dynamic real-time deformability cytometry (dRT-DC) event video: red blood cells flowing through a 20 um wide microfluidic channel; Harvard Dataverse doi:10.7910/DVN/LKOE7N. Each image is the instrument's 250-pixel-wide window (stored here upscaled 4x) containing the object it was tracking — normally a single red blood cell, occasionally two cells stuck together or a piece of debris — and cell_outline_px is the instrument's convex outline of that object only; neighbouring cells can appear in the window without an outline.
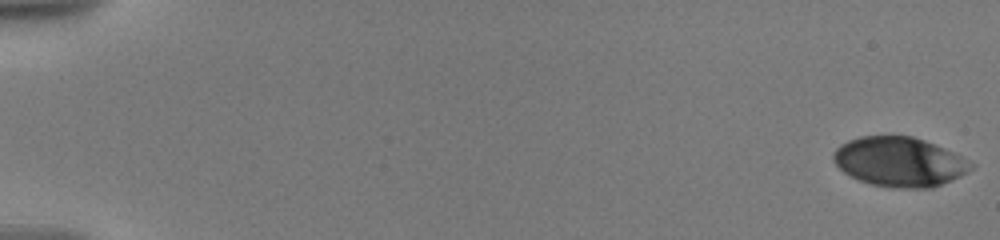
{"species": "human", "species_latin": "Homo sapiens", "temperature_condition": "warm", "stored_images_in_passage": 61, "camera_frame_rate_fps": 3000, "um_per_image_px": 0.085, "donor": {"sex": "male"}, "frame": {"image": 1, "passage_image": 1, "time_ms": 0.0, "image_size_px": [1000, 240], "cell_outline_px": [[976, 164], [972, 168], [960, 176], [932, 188], [892, 188], [872, 184], [860, 180], [844, 172], [832, 160], [832, 152], [840, 144], [848, 140], [860, 136], [912, 136], [924, 140], [952, 152]], "centroid_in_image_um": [76.43, 13.75], "position_along_channel_um": 8.6, "area_um2": 39.54}}
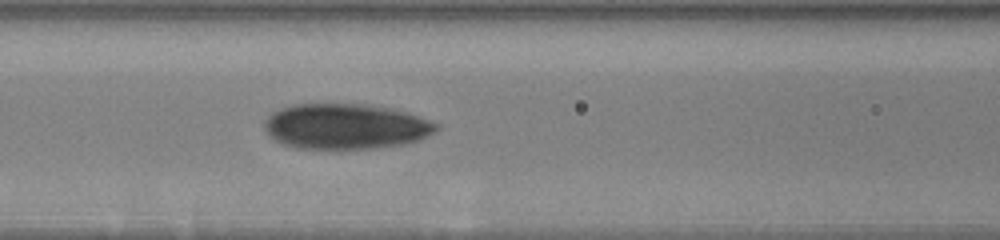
{"frame": {"image": 2, "passage_image": 51, "time_ms": 8.667, "image_size_px": [1000, 240], "cell_outline_px": [[440, 128], [436, 132], [420, 140], [408, 144], [376, 148], [336, 152], [292, 148], [280, 144], [272, 140], [268, 136], [264, 128], [264, 120], [272, 112], [280, 108], [292, 104], [368, 104], [396, 108], [408, 112], [440, 124]], "centroid_in_image_um": [29.37, 10.79], "position_along_channel_um": 137.2, "area_um2": 47.63}}
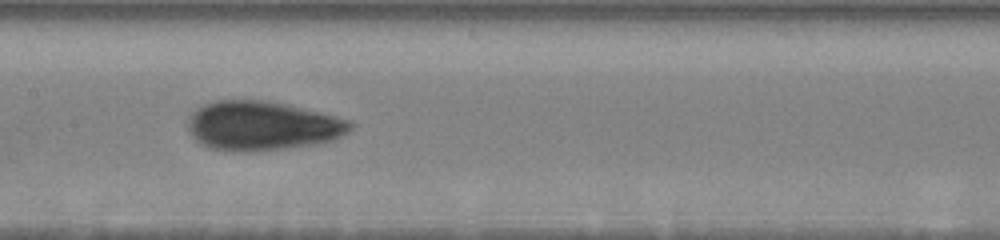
{"frame": {"image": 3, "passage_image": 60, "time_ms": 10.0, "image_size_px": [1000, 240], "cell_outline_px": [[352, 128], [348, 132], [332, 140], [312, 144], [252, 152], [232, 152], [208, 148], [200, 144], [188, 132], [188, 116], [196, 108], [204, 104], [216, 100], [264, 100], [284, 104], [348, 120], [352, 124]], "centroid_in_image_um": [22.18, 10.7], "position_along_channel_um": 185.2, "area_um2": 46.36}}